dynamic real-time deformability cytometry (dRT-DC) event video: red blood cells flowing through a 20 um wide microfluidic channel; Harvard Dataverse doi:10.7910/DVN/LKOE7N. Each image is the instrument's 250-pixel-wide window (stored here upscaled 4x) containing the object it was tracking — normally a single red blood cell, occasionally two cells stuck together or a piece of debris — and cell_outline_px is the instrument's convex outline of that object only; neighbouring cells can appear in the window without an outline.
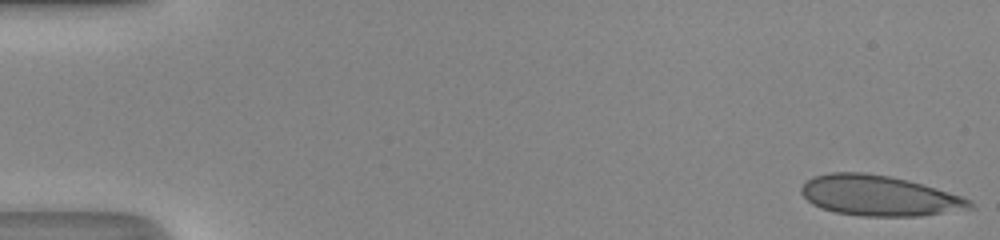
{"species": "human", "species_latin": "Homo sapiens", "temperature_condition": "room temperature", "stored_images_in_passage": 48, "camera_frame_rate_fps": 3000, "um_per_image_px": 0.085, "donor": {"sex": "male"}, "frame": {"image": 1, "passage_image": 1, "time_ms": 0.0, "image_size_px": [1000, 240], "cell_outline_px": [[976, 208], [920, 216], [860, 216], [836, 212], [820, 208], [812, 204], [800, 192], [800, 188], [812, 176], [828, 172], [864, 172], [888, 176], [908, 180], [936, 188], [972, 200]], "centroid_in_image_um": [74.72, 16.63], "position_along_channel_um": 10.3, "area_um2": 39.77}}
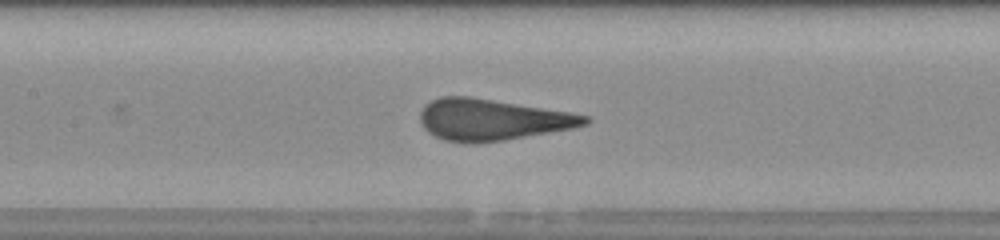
{"frame": {"image": 2, "passage_image": 23, "time_ms": 7.333, "image_size_px": [1000, 240], "cell_outline_px": [[592, 120], [588, 124], [572, 128], [504, 140], [476, 144], [444, 140], [428, 132], [424, 128], [420, 120], [420, 112], [424, 104], [440, 96], [468, 96], [568, 112], [588, 116]], "centroid_in_image_um": [41.79, 10.18], "position_along_channel_um": 165.6, "area_um2": 39.42}}
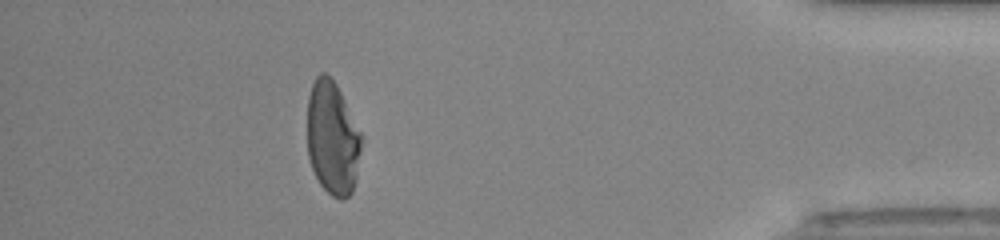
{"frame": {"image": 3, "passage_image": 43, "time_ms": 14.0, "image_size_px": [1000, 240], "cell_outline_px": [[364, 140], [356, 176], [352, 192], [344, 200], [340, 200], [332, 196], [320, 184], [312, 168], [308, 156], [308, 96], [312, 84], [316, 76], [320, 72], [324, 72], [336, 84], [364, 136]], "centroid_in_image_um": [28.29, 11.75], "position_along_channel_um": 406.9, "area_um2": 36.18}, "authors_computed_cell_mechanics": {"area_um2": 39.015, "velocity_mm_per_s": 4.3432, "shape_relaxation_time_tau1_ms": 7.5253, "shape_relaxation_time_tau2_ms": null, "deformation_change_tau1": 0.2383, "deformation_change_tau2": null}}